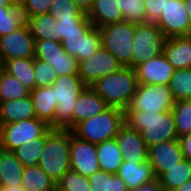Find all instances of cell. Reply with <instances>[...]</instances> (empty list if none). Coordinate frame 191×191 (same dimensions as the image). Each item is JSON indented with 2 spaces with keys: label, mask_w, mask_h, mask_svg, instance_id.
<instances>
[{
  "label": "cell",
  "mask_w": 191,
  "mask_h": 191,
  "mask_svg": "<svg viewBox=\"0 0 191 191\" xmlns=\"http://www.w3.org/2000/svg\"><path fill=\"white\" fill-rule=\"evenodd\" d=\"M56 189L58 191H91V183L89 177L69 170L56 183Z\"/></svg>",
  "instance_id": "obj_37"
},
{
  "label": "cell",
  "mask_w": 191,
  "mask_h": 191,
  "mask_svg": "<svg viewBox=\"0 0 191 191\" xmlns=\"http://www.w3.org/2000/svg\"><path fill=\"white\" fill-rule=\"evenodd\" d=\"M106 191H129L126 183L117 175L107 172Z\"/></svg>",
  "instance_id": "obj_45"
},
{
  "label": "cell",
  "mask_w": 191,
  "mask_h": 191,
  "mask_svg": "<svg viewBox=\"0 0 191 191\" xmlns=\"http://www.w3.org/2000/svg\"><path fill=\"white\" fill-rule=\"evenodd\" d=\"M178 138L191 133V100H177L172 109Z\"/></svg>",
  "instance_id": "obj_35"
},
{
  "label": "cell",
  "mask_w": 191,
  "mask_h": 191,
  "mask_svg": "<svg viewBox=\"0 0 191 191\" xmlns=\"http://www.w3.org/2000/svg\"><path fill=\"white\" fill-rule=\"evenodd\" d=\"M3 70L17 78L30 90L36 88L34 58L11 59L3 63Z\"/></svg>",
  "instance_id": "obj_27"
},
{
  "label": "cell",
  "mask_w": 191,
  "mask_h": 191,
  "mask_svg": "<svg viewBox=\"0 0 191 191\" xmlns=\"http://www.w3.org/2000/svg\"><path fill=\"white\" fill-rule=\"evenodd\" d=\"M140 84H165L169 85L175 69L168 62L164 53L148 59L134 68Z\"/></svg>",
  "instance_id": "obj_16"
},
{
  "label": "cell",
  "mask_w": 191,
  "mask_h": 191,
  "mask_svg": "<svg viewBox=\"0 0 191 191\" xmlns=\"http://www.w3.org/2000/svg\"><path fill=\"white\" fill-rule=\"evenodd\" d=\"M34 72L36 87L51 86L58 78L52 65L39 60L36 57L34 58Z\"/></svg>",
  "instance_id": "obj_39"
},
{
  "label": "cell",
  "mask_w": 191,
  "mask_h": 191,
  "mask_svg": "<svg viewBox=\"0 0 191 191\" xmlns=\"http://www.w3.org/2000/svg\"><path fill=\"white\" fill-rule=\"evenodd\" d=\"M135 70L122 67L119 71L98 79L91 88L102 97L109 107L126 110L138 88Z\"/></svg>",
  "instance_id": "obj_3"
},
{
  "label": "cell",
  "mask_w": 191,
  "mask_h": 191,
  "mask_svg": "<svg viewBox=\"0 0 191 191\" xmlns=\"http://www.w3.org/2000/svg\"><path fill=\"white\" fill-rule=\"evenodd\" d=\"M124 124V110L108 107L103 112L79 122L71 131L77 138L98 144L115 138Z\"/></svg>",
  "instance_id": "obj_4"
},
{
  "label": "cell",
  "mask_w": 191,
  "mask_h": 191,
  "mask_svg": "<svg viewBox=\"0 0 191 191\" xmlns=\"http://www.w3.org/2000/svg\"><path fill=\"white\" fill-rule=\"evenodd\" d=\"M118 4L123 14V21L134 24L146 23V8L143 0H118Z\"/></svg>",
  "instance_id": "obj_36"
},
{
  "label": "cell",
  "mask_w": 191,
  "mask_h": 191,
  "mask_svg": "<svg viewBox=\"0 0 191 191\" xmlns=\"http://www.w3.org/2000/svg\"><path fill=\"white\" fill-rule=\"evenodd\" d=\"M35 117L36 114L30 95L21 99L0 102V126Z\"/></svg>",
  "instance_id": "obj_23"
},
{
  "label": "cell",
  "mask_w": 191,
  "mask_h": 191,
  "mask_svg": "<svg viewBox=\"0 0 191 191\" xmlns=\"http://www.w3.org/2000/svg\"><path fill=\"white\" fill-rule=\"evenodd\" d=\"M51 127L38 118L11 122L0 126V148L14 151L27 142L42 137Z\"/></svg>",
  "instance_id": "obj_8"
},
{
  "label": "cell",
  "mask_w": 191,
  "mask_h": 191,
  "mask_svg": "<svg viewBox=\"0 0 191 191\" xmlns=\"http://www.w3.org/2000/svg\"><path fill=\"white\" fill-rule=\"evenodd\" d=\"M163 53L175 70L191 68V35L165 39Z\"/></svg>",
  "instance_id": "obj_20"
},
{
  "label": "cell",
  "mask_w": 191,
  "mask_h": 191,
  "mask_svg": "<svg viewBox=\"0 0 191 191\" xmlns=\"http://www.w3.org/2000/svg\"><path fill=\"white\" fill-rule=\"evenodd\" d=\"M54 87L56 108L55 128L73 129V111L78 96L87 87L78 73L58 76Z\"/></svg>",
  "instance_id": "obj_5"
},
{
  "label": "cell",
  "mask_w": 191,
  "mask_h": 191,
  "mask_svg": "<svg viewBox=\"0 0 191 191\" xmlns=\"http://www.w3.org/2000/svg\"><path fill=\"white\" fill-rule=\"evenodd\" d=\"M24 166L15 153L0 148V185L17 187L22 185Z\"/></svg>",
  "instance_id": "obj_24"
},
{
  "label": "cell",
  "mask_w": 191,
  "mask_h": 191,
  "mask_svg": "<svg viewBox=\"0 0 191 191\" xmlns=\"http://www.w3.org/2000/svg\"><path fill=\"white\" fill-rule=\"evenodd\" d=\"M26 24L34 41L51 39L59 42L58 20L50 13L27 17Z\"/></svg>",
  "instance_id": "obj_25"
},
{
  "label": "cell",
  "mask_w": 191,
  "mask_h": 191,
  "mask_svg": "<svg viewBox=\"0 0 191 191\" xmlns=\"http://www.w3.org/2000/svg\"><path fill=\"white\" fill-rule=\"evenodd\" d=\"M174 191H191V179L183 183L180 187L176 188Z\"/></svg>",
  "instance_id": "obj_50"
},
{
  "label": "cell",
  "mask_w": 191,
  "mask_h": 191,
  "mask_svg": "<svg viewBox=\"0 0 191 191\" xmlns=\"http://www.w3.org/2000/svg\"><path fill=\"white\" fill-rule=\"evenodd\" d=\"M36 114V118L46 122L51 128H55L57 102L54 96V87H36L30 92Z\"/></svg>",
  "instance_id": "obj_18"
},
{
  "label": "cell",
  "mask_w": 191,
  "mask_h": 191,
  "mask_svg": "<svg viewBox=\"0 0 191 191\" xmlns=\"http://www.w3.org/2000/svg\"><path fill=\"white\" fill-rule=\"evenodd\" d=\"M71 170L89 177L100 170L96 144L77 138L70 130Z\"/></svg>",
  "instance_id": "obj_14"
},
{
  "label": "cell",
  "mask_w": 191,
  "mask_h": 191,
  "mask_svg": "<svg viewBox=\"0 0 191 191\" xmlns=\"http://www.w3.org/2000/svg\"><path fill=\"white\" fill-rule=\"evenodd\" d=\"M169 88L176 101L191 100V68L175 70Z\"/></svg>",
  "instance_id": "obj_33"
},
{
  "label": "cell",
  "mask_w": 191,
  "mask_h": 191,
  "mask_svg": "<svg viewBox=\"0 0 191 191\" xmlns=\"http://www.w3.org/2000/svg\"><path fill=\"white\" fill-rule=\"evenodd\" d=\"M26 23L20 6L0 7V37L7 35Z\"/></svg>",
  "instance_id": "obj_34"
},
{
  "label": "cell",
  "mask_w": 191,
  "mask_h": 191,
  "mask_svg": "<svg viewBox=\"0 0 191 191\" xmlns=\"http://www.w3.org/2000/svg\"><path fill=\"white\" fill-rule=\"evenodd\" d=\"M123 161L148 162V147L141 133L124 124L115 136Z\"/></svg>",
  "instance_id": "obj_17"
},
{
  "label": "cell",
  "mask_w": 191,
  "mask_h": 191,
  "mask_svg": "<svg viewBox=\"0 0 191 191\" xmlns=\"http://www.w3.org/2000/svg\"><path fill=\"white\" fill-rule=\"evenodd\" d=\"M25 191H55L56 182L38 165L24 167L22 185Z\"/></svg>",
  "instance_id": "obj_28"
},
{
  "label": "cell",
  "mask_w": 191,
  "mask_h": 191,
  "mask_svg": "<svg viewBox=\"0 0 191 191\" xmlns=\"http://www.w3.org/2000/svg\"><path fill=\"white\" fill-rule=\"evenodd\" d=\"M31 90L17 78L2 70L0 72V102L21 99L30 95Z\"/></svg>",
  "instance_id": "obj_31"
},
{
  "label": "cell",
  "mask_w": 191,
  "mask_h": 191,
  "mask_svg": "<svg viewBox=\"0 0 191 191\" xmlns=\"http://www.w3.org/2000/svg\"><path fill=\"white\" fill-rule=\"evenodd\" d=\"M35 57L53 66L57 74L58 61L66 52L61 42L51 39L35 40Z\"/></svg>",
  "instance_id": "obj_30"
},
{
  "label": "cell",
  "mask_w": 191,
  "mask_h": 191,
  "mask_svg": "<svg viewBox=\"0 0 191 191\" xmlns=\"http://www.w3.org/2000/svg\"><path fill=\"white\" fill-rule=\"evenodd\" d=\"M96 148L100 170L117 174L119 167L123 163V157L116 139L113 138L98 143Z\"/></svg>",
  "instance_id": "obj_26"
},
{
  "label": "cell",
  "mask_w": 191,
  "mask_h": 191,
  "mask_svg": "<svg viewBox=\"0 0 191 191\" xmlns=\"http://www.w3.org/2000/svg\"><path fill=\"white\" fill-rule=\"evenodd\" d=\"M176 100L169 85L165 84H140L125 111H171Z\"/></svg>",
  "instance_id": "obj_9"
},
{
  "label": "cell",
  "mask_w": 191,
  "mask_h": 191,
  "mask_svg": "<svg viewBox=\"0 0 191 191\" xmlns=\"http://www.w3.org/2000/svg\"><path fill=\"white\" fill-rule=\"evenodd\" d=\"M118 6V0H94L86 15L97 28L115 24L123 21Z\"/></svg>",
  "instance_id": "obj_22"
},
{
  "label": "cell",
  "mask_w": 191,
  "mask_h": 191,
  "mask_svg": "<svg viewBox=\"0 0 191 191\" xmlns=\"http://www.w3.org/2000/svg\"><path fill=\"white\" fill-rule=\"evenodd\" d=\"M129 191H162L159 180L156 179L152 182L144 184L136 189H131Z\"/></svg>",
  "instance_id": "obj_47"
},
{
  "label": "cell",
  "mask_w": 191,
  "mask_h": 191,
  "mask_svg": "<svg viewBox=\"0 0 191 191\" xmlns=\"http://www.w3.org/2000/svg\"><path fill=\"white\" fill-rule=\"evenodd\" d=\"M123 65L110 52L100 47L92 56L78 64V75L87 86L103 76L119 71Z\"/></svg>",
  "instance_id": "obj_11"
},
{
  "label": "cell",
  "mask_w": 191,
  "mask_h": 191,
  "mask_svg": "<svg viewBox=\"0 0 191 191\" xmlns=\"http://www.w3.org/2000/svg\"><path fill=\"white\" fill-rule=\"evenodd\" d=\"M78 64L79 62L75 57L65 53L58 61L57 75L62 76L78 73Z\"/></svg>",
  "instance_id": "obj_42"
},
{
  "label": "cell",
  "mask_w": 191,
  "mask_h": 191,
  "mask_svg": "<svg viewBox=\"0 0 191 191\" xmlns=\"http://www.w3.org/2000/svg\"><path fill=\"white\" fill-rule=\"evenodd\" d=\"M146 8V23L155 22L164 11L166 0H143Z\"/></svg>",
  "instance_id": "obj_41"
},
{
  "label": "cell",
  "mask_w": 191,
  "mask_h": 191,
  "mask_svg": "<svg viewBox=\"0 0 191 191\" xmlns=\"http://www.w3.org/2000/svg\"><path fill=\"white\" fill-rule=\"evenodd\" d=\"M184 5L186 6V11L188 12L190 35H191V0H184Z\"/></svg>",
  "instance_id": "obj_49"
},
{
  "label": "cell",
  "mask_w": 191,
  "mask_h": 191,
  "mask_svg": "<svg viewBox=\"0 0 191 191\" xmlns=\"http://www.w3.org/2000/svg\"><path fill=\"white\" fill-rule=\"evenodd\" d=\"M155 23L166 39L190 36L189 18L184 0H166L165 9Z\"/></svg>",
  "instance_id": "obj_12"
},
{
  "label": "cell",
  "mask_w": 191,
  "mask_h": 191,
  "mask_svg": "<svg viewBox=\"0 0 191 191\" xmlns=\"http://www.w3.org/2000/svg\"><path fill=\"white\" fill-rule=\"evenodd\" d=\"M62 47L78 62L89 58L101 47L100 32L86 17L79 24V31H70L61 40Z\"/></svg>",
  "instance_id": "obj_10"
},
{
  "label": "cell",
  "mask_w": 191,
  "mask_h": 191,
  "mask_svg": "<svg viewBox=\"0 0 191 191\" xmlns=\"http://www.w3.org/2000/svg\"><path fill=\"white\" fill-rule=\"evenodd\" d=\"M184 158L191 161V133L179 138Z\"/></svg>",
  "instance_id": "obj_46"
},
{
  "label": "cell",
  "mask_w": 191,
  "mask_h": 191,
  "mask_svg": "<svg viewBox=\"0 0 191 191\" xmlns=\"http://www.w3.org/2000/svg\"><path fill=\"white\" fill-rule=\"evenodd\" d=\"M117 175L126 183L129 190L157 179L149 162L137 163L136 160L123 161Z\"/></svg>",
  "instance_id": "obj_19"
},
{
  "label": "cell",
  "mask_w": 191,
  "mask_h": 191,
  "mask_svg": "<svg viewBox=\"0 0 191 191\" xmlns=\"http://www.w3.org/2000/svg\"><path fill=\"white\" fill-rule=\"evenodd\" d=\"M191 179V161L183 159L173 168L168 169L158 180L162 191H174Z\"/></svg>",
  "instance_id": "obj_29"
},
{
  "label": "cell",
  "mask_w": 191,
  "mask_h": 191,
  "mask_svg": "<svg viewBox=\"0 0 191 191\" xmlns=\"http://www.w3.org/2000/svg\"><path fill=\"white\" fill-rule=\"evenodd\" d=\"M38 166L56 183L71 170L70 130L50 128L46 132L45 145Z\"/></svg>",
  "instance_id": "obj_2"
},
{
  "label": "cell",
  "mask_w": 191,
  "mask_h": 191,
  "mask_svg": "<svg viewBox=\"0 0 191 191\" xmlns=\"http://www.w3.org/2000/svg\"><path fill=\"white\" fill-rule=\"evenodd\" d=\"M1 191H25L21 186L1 187Z\"/></svg>",
  "instance_id": "obj_52"
},
{
  "label": "cell",
  "mask_w": 191,
  "mask_h": 191,
  "mask_svg": "<svg viewBox=\"0 0 191 191\" xmlns=\"http://www.w3.org/2000/svg\"><path fill=\"white\" fill-rule=\"evenodd\" d=\"M3 70V63L1 61V58H0V72Z\"/></svg>",
  "instance_id": "obj_53"
},
{
  "label": "cell",
  "mask_w": 191,
  "mask_h": 191,
  "mask_svg": "<svg viewBox=\"0 0 191 191\" xmlns=\"http://www.w3.org/2000/svg\"><path fill=\"white\" fill-rule=\"evenodd\" d=\"M76 5H78L86 13L91 8L94 0H72Z\"/></svg>",
  "instance_id": "obj_48"
},
{
  "label": "cell",
  "mask_w": 191,
  "mask_h": 191,
  "mask_svg": "<svg viewBox=\"0 0 191 191\" xmlns=\"http://www.w3.org/2000/svg\"><path fill=\"white\" fill-rule=\"evenodd\" d=\"M45 140L46 133L42 137L33 139L13 151L16 158L24 167L38 165L39 157L41 156L45 145Z\"/></svg>",
  "instance_id": "obj_32"
},
{
  "label": "cell",
  "mask_w": 191,
  "mask_h": 191,
  "mask_svg": "<svg viewBox=\"0 0 191 191\" xmlns=\"http://www.w3.org/2000/svg\"><path fill=\"white\" fill-rule=\"evenodd\" d=\"M183 159L185 158L179 139L148 147V162L153 167L157 179Z\"/></svg>",
  "instance_id": "obj_15"
},
{
  "label": "cell",
  "mask_w": 191,
  "mask_h": 191,
  "mask_svg": "<svg viewBox=\"0 0 191 191\" xmlns=\"http://www.w3.org/2000/svg\"><path fill=\"white\" fill-rule=\"evenodd\" d=\"M109 106L91 86H87L78 96L73 111V128L81 121L91 118L106 110Z\"/></svg>",
  "instance_id": "obj_21"
},
{
  "label": "cell",
  "mask_w": 191,
  "mask_h": 191,
  "mask_svg": "<svg viewBox=\"0 0 191 191\" xmlns=\"http://www.w3.org/2000/svg\"><path fill=\"white\" fill-rule=\"evenodd\" d=\"M16 4L15 0H0V7H14Z\"/></svg>",
  "instance_id": "obj_51"
},
{
  "label": "cell",
  "mask_w": 191,
  "mask_h": 191,
  "mask_svg": "<svg viewBox=\"0 0 191 191\" xmlns=\"http://www.w3.org/2000/svg\"><path fill=\"white\" fill-rule=\"evenodd\" d=\"M165 37L155 22L136 24L133 39L131 68L163 53Z\"/></svg>",
  "instance_id": "obj_7"
},
{
  "label": "cell",
  "mask_w": 191,
  "mask_h": 191,
  "mask_svg": "<svg viewBox=\"0 0 191 191\" xmlns=\"http://www.w3.org/2000/svg\"><path fill=\"white\" fill-rule=\"evenodd\" d=\"M49 13L56 19L86 18L83 11L72 0H52Z\"/></svg>",
  "instance_id": "obj_38"
},
{
  "label": "cell",
  "mask_w": 191,
  "mask_h": 191,
  "mask_svg": "<svg viewBox=\"0 0 191 191\" xmlns=\"http://www.w3.org/2000/svg\"><path fill=\"white\" fill-rule=\"evenodd\" d=\"M124 122L141 133L146 146H154L164 141L179 139L173 112L124 111Z\"/></svg>",
  "instance_id": "obj_1"
},
{
  "label": "cell",
  "mask_w": 191,
  "mask_h": 191,
  "mask_svg": "<svg viewBox=\"0 0 191 191\" xmlns=\"http://www.w3.org/2000/svg\"><path fill=\"white\" fill-rule=\"evenodd\" d=\"M51 2L52 0H19L17 4L26 19L27 17L49 13Z\"/></svg>",
  "instance_id": "obj_40"
},
{
  "label": "cell",
  "mask_w": 191,
  "mask_h": 191,
  "mask_svg": "<svg viewBox=\"0 0 191 191\" xmlns=\"http://www.w3.org/2000/svg\"><path fill=\"white\" fill-rule=\"evenodd\" d=\"M85 18H71V19H57L59 29V42L67 35L70 31H79V24Z\"/></svg>",
  "instance_id": "obj_43"
},
{
  "label": "cell",
  "mask_w": 191,
  "mask_h": 191,
  "mask_svg": "<svg viewBox=\"0 0 191 191\" xmlns=\"http://www.w3.org/2000/svg\"><path fill=\"white\" fill-rule=\"evenodd\" d=\"M136 24L121 21L99 27L101 47L110 52L123 67L131 68V56Z\"/></svg>",
  "instance_id": "obj_6"
},
{
  "label": "cell",
  "mask_w": 191,
  "mask_h": 191,
  "mask_svg": "<svg viewBox=\"0 0 191 191\" xmlns=\"http://www.w3.org/2000/svg\"><path fill=\"white\" fill-rule=\"evenodd\" d=\"M91 183V191H106L107 187V172L99 170L89 176Z\"/></svg>",
  "instance_id": "obj_44"
},
{
  "label": "cell",
  "mask_w": 191,
  "mask_h": 191,
  "mask_svg": "<svg viewBox=\"0 0 191 191\" xmlns=\"http://www.w3.org/2000/svg\"><path fill=\"white\" fill-rule=\"evenodd\" d=\"M35 41L27 24L0 37V58L2 63L11 59L35 58Z\"/></svg>",
  "instance_id": "obj_13"
}]
</instances>
